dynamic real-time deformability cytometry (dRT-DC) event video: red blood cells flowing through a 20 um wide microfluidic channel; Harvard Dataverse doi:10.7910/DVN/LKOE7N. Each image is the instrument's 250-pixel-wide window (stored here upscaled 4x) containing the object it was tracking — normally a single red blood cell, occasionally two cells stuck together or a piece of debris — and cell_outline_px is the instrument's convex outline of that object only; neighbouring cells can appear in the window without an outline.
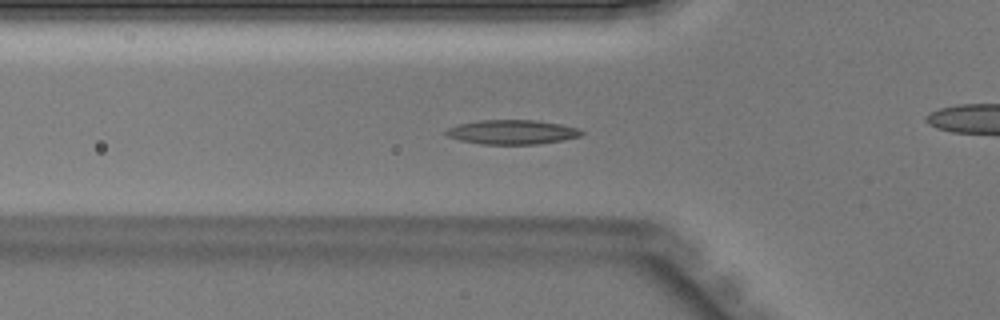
{"species": "Egyptian fruit bat (a non-hibernating species)", "species_latin": "Rousettus aegyptiacus", "temperature_condition": "warm", "stored_images_in_passage": 44, "camera_frame_rate_fps": 3000, "um_per_image_px": 0.085, "animal": {"sex": "male"}, "frame": {"image": 1, "passage_image": 14, "time_ms": 4.333, "image_size_px": [1000, 320], "cell_outline_px": [[584, 132], [580, 136], [564, 140], [536, 144], [480, 144], [460, 140], [448, 136], [444, 132], [448, 128], [460, 124], [480, 120], [536, 120], [560, 124], [580, 128]], "centroid_in_image_um": [43.56, 11.22], "position_along_channel_um": 82.2, "area_um2": 19.19}}
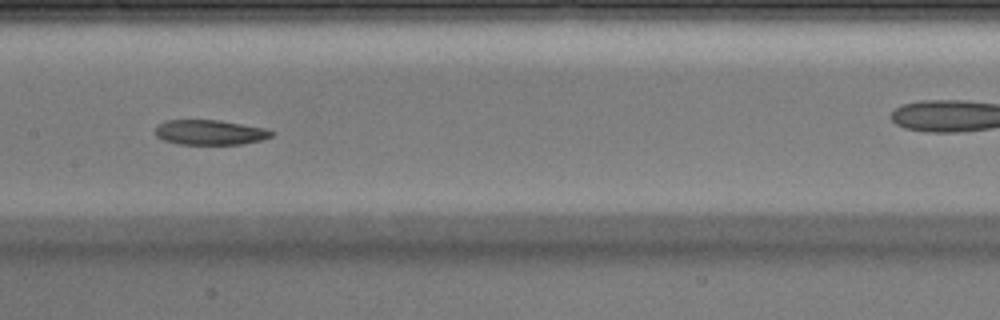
{"frame": {"image": 2, "passage_image": 21, "time_ms": 6.667, "image_size_px": [1000, 320], "cell_outline_px": [[276, 132], [272, 136], [260, 140], [240, 144], [180, 144], [164, 140], [156, 136], [156, 128], [164, 120], [220, 120], [264, 128]], "centroid_in_image_um": [17.85, 11.24], "position_along_channel_um": 189.5, "area_um2": 16.76}}
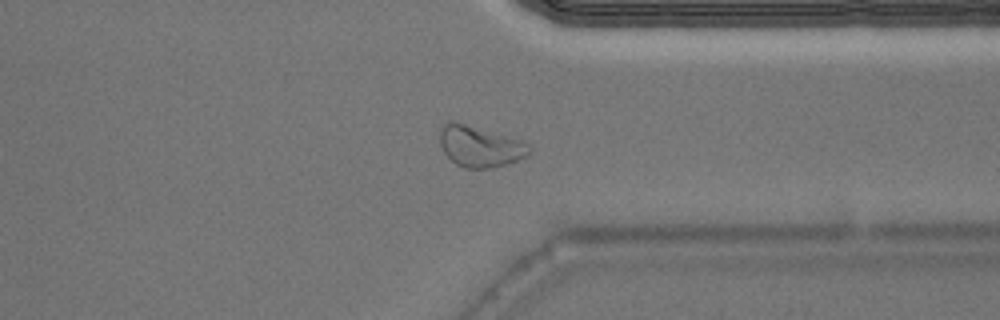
{"frame": {"image": 3, "passage_image": 33, "time_ms": 10.667, "image_size_px": [1000, 320], "cell_outline_px": [[532, 152], [528, 156], [492, 168], [464, 168], [456, 164], [444, 152], [440, 144], [440, 128], [444, 124], [452, 120], [456, 120], [520, 140], [528, 144], [532, 148]], "centroid_in_image_um": [40.79, 12.42], "position_along_channel_um": 370.6, "area_um2": 21.44}}